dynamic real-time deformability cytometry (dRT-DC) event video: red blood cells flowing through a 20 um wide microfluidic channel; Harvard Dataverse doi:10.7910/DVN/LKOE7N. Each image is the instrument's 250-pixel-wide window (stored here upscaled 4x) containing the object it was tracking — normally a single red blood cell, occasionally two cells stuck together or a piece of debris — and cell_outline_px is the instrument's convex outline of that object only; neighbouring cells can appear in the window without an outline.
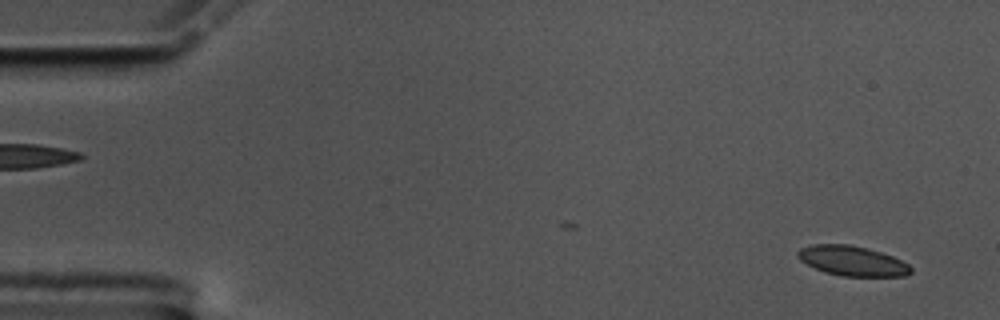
{"species": "common noctule bat (a hibernating species)", "species_latin": "Nyctalus noctula", "temperature_condition": "cold", "stored_images_in_passage": 58, "camera_frame_rate_fps": 3000, "um_per_image_px": 0.085, "animal": {"sex": "male", "body_mass_g": 17.5, "forearm_length_mm": 52.3}, "frame": {"image": 1, "passage_image": 3, "time_ms": 0.667, "image_size_px": [1000, 320], "cell_outline_px": [[912, 272], [904, 276], [840, 276], [824, 272], [800, 260], [796, 256], [796, 252], [800, 248], [812, 244], [848, 244], [880, 252], [892, 256], [908, 264], [912, 268]], "centroid_in_image_um": [72.41, 22.18], "position_along_channel_um": 12.6, "area_um2": 19.59}}
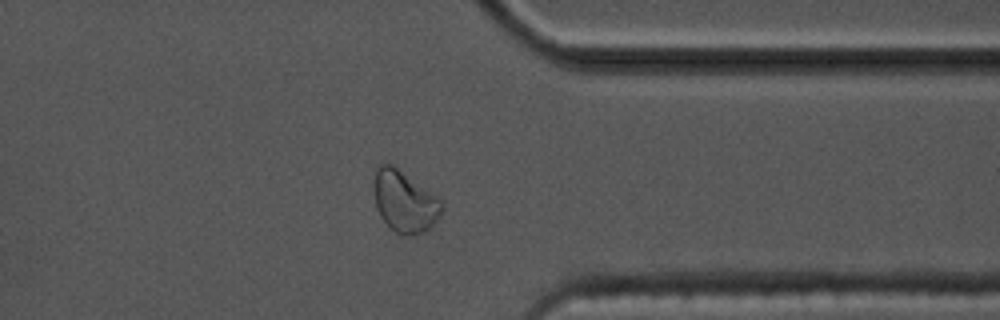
{"frame": {"image": 2, "passage_image": 45, "time_ms": 14.667, "image_size_px": [1000, 320], "cell_outline_px": [[444, 208], [440, 216], [432, 228], [416, 236], [404, 236], [396, 232], [380, 216], [376, 208], [376, 164], [392, 164], [436, 196], [444, 204]], "centroid_in_image_um": [34.44, 17.18], "position_along_channel_um": 377.0, "area_um2": 24.04}}
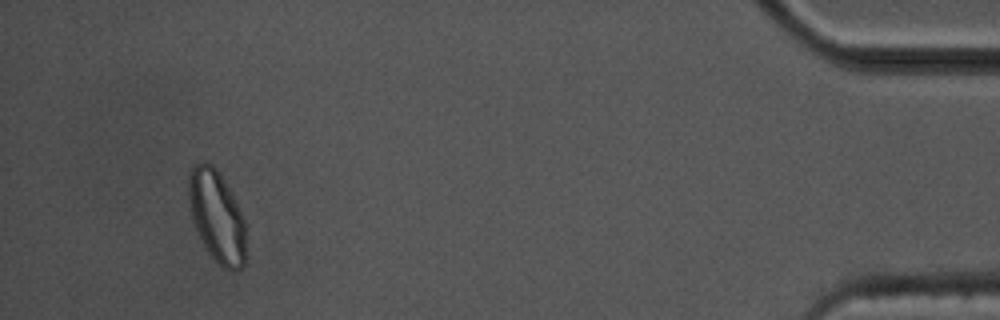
{"frame": {"image": 3, "passage_image": 54, "time_ms": 17.667, "image_size_px": [1000, 320], "cell_outline_px": [[248, 256], [244, 264], [240, 268], [232, 272], [224, 268], [208, 252], [196, 228], [192, 216], [188, 196], [188, 176], [192, 164], [204, 160], [212, 164], [216, 168], [228, 188], [244, 220]], "centroid_in_image_um": [18.44, 18.39], "position_along_channel_um": 416.8, "area_um2": 30.63}, "authors_computed_cell_mechanics": {"area_um2": 20.0277, "velocity_mm_per_s": 3.4883, "shape_relaxation_time_tau1_ms": 4.1992, "shape_relaxation_time_tau2_ms": 1.6462, "deformation_change_tau1": 0.0862, "deformation_change_tau2": 0.0442}}